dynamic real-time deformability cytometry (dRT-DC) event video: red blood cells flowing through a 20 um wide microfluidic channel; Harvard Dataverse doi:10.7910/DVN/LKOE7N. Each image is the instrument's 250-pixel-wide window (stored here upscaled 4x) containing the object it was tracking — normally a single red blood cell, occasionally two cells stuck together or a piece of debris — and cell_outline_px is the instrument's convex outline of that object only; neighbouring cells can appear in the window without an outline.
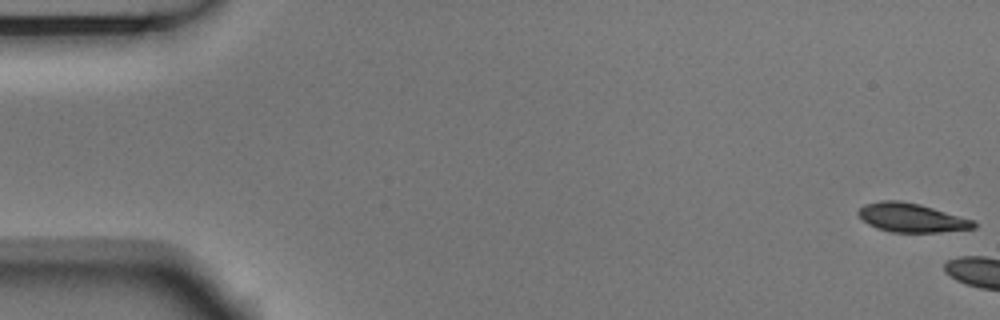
{"species": "Egyptian fruit bat (a non-hibernating species)", "species_latin": "Rousettus aegyptiacus", "temperature_condition": "room temperature", "stored_images_in_passage": 5, "camera_frame_rate_fps": 3000, "um_per_image_px": 0.085, "animal": {"sex": "male"}, "frame": {"image": 1, "passage_image": 1, "time_ms": 0.0, "image_size_px": [1000, 320], "cell_outline_px": [[976, 228], [940, 232], [892, 232], [876, 228], [868, 224], [856, 212], [864, 204], [880, 200], [900, 200], [920, 204], [972, 220], [976, 224]], "centroid_in_image_um": [77.44, 18.5], "position_along_channel_um": 7.6, "area_um2": 19.31}}